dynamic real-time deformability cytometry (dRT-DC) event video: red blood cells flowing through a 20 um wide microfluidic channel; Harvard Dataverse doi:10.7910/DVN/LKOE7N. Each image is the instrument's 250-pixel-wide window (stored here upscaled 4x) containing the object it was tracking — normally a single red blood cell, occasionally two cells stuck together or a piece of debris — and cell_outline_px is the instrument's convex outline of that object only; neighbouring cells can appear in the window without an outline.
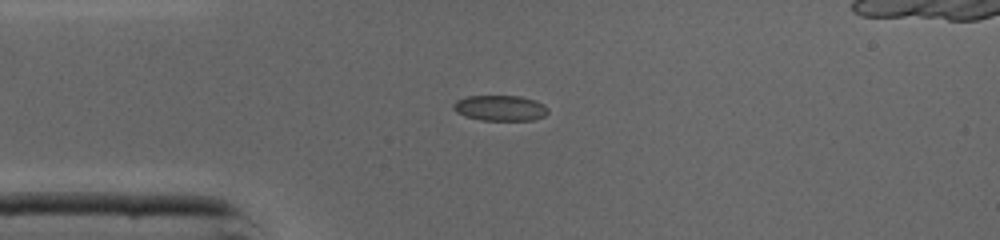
{"species": "common noctule bat (a hibernating species)", "species_latin": "Nyctalus noctula", "temperature_condition": "cold", "stored_images_in_passage": 36, "camera_frame_rate_fps": 3000, "um_per_image_px": 0.085, "animal": {"sex": "male", "body_mass_g": 19.0, "forearm_length_mm": 50.8}, "frame": {"image": 1, "passage_image": 1, "time_ms": 0.0, "image_size_px": [1000, 240], "cell_outline_px": [[548, 112], [544, 116], [532, 120], [480, 120], [464, 116], [456, 112], [452, 108], [452, 104], [456, 100], [468, 96], [520, 96], [536, 100], [544, 104], [548, 108]], "centroid_in_image_um": [42.5, 9.18], "position_along_channel_um": 42.5, "area_um2": 14.22}}
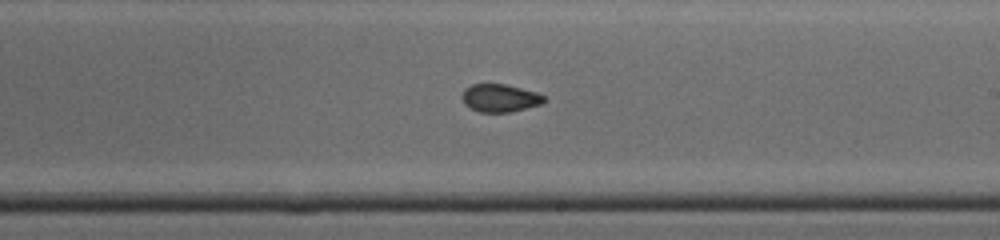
{"frame": {"image": 2, "passage_image": 16, "time_ms": 5.0, "image_size_px": [1000, 240], "cell_outline_px": [[548, 100], [540, 104], [512, 112], [480, 112], [464, 104], [460, 96], [464, 88], [472, 84], [504, 84], [536, 92], [544, 96]], "centroid_in_image_um": [42.47, 8.33], "position_along_channel_um": 246.5, "area_um2": 13.35}}
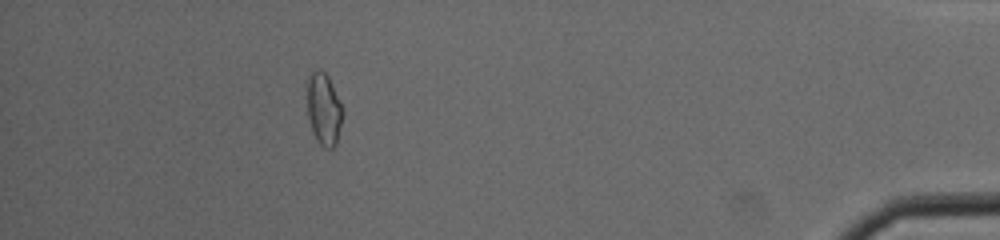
{"frame": {"image": 3, "passage_image": 31, "time_ms": 10.0, "image_size_px": [1000, 240], "cell_outline_px": [[344, 112], [336, 144], [332, 148], [324, 148], [316, 140], [312, 132], [308, 116], [308, 80], [312, 72], [320, 68], [328, 76], [344, 108]], "centroid_in_image_um": [27.55, 9.29], "position_along_channel_um": 407.6, "area_um2": 14.97}, "authors_computed_cell_mechanics": {"area_um2": 13.872, "velocity_mm_per_s": 4.3899, "shape_relaxation_time_tau1_ms": 2.953, "shape_relaxation_time_tau2_ms": 2.0668, "deformation_change_tau1": 0.0916, "deformation_change_tau2": 0.0545}}